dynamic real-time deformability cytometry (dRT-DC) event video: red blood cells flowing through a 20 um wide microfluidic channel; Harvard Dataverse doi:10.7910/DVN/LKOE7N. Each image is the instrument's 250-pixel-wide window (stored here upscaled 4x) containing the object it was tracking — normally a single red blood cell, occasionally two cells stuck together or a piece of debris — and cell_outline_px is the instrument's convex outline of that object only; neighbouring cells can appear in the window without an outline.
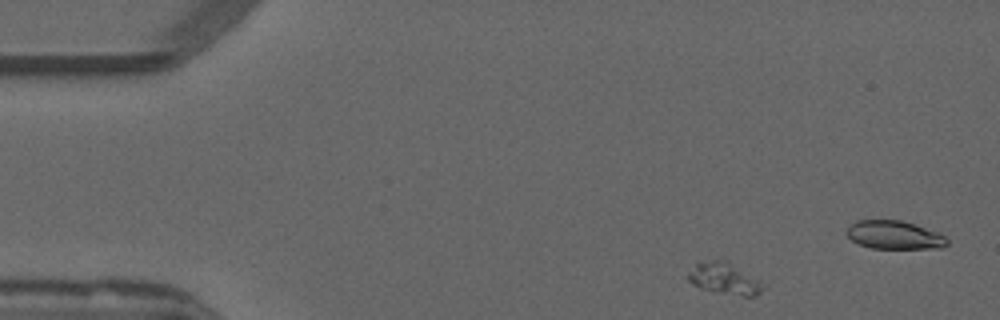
{"species": "common noctule bat (a hibernating species)", "species_latin": "Nyctalus noctula", "temperature_condition": "warm", "stored_images_in_passage": 10, "segment_of_instrument_passage": [1, 2], "camera_frame_rate_fps": 3000, "um_per_image_px": 0.085, "animal": {"sex": "male", "forearm_length_mm": 52.5}, "frame": {"image": 1, "passage_image": 2, "time_ms": 0.333, "image_size_px": [1000, 320], "cell_outline_px": [[764, 288], [756, 296], [744, 296], [720, 292], [700, 288], [692, 284], [688, 280], [688, 272], [696, 264], [712, 260], [728, 260], [764, 284]], "centroid_in_image_um": [61.58, 23.68], "position_along_channel_um": 23.4, "area_um2": 13.53}}